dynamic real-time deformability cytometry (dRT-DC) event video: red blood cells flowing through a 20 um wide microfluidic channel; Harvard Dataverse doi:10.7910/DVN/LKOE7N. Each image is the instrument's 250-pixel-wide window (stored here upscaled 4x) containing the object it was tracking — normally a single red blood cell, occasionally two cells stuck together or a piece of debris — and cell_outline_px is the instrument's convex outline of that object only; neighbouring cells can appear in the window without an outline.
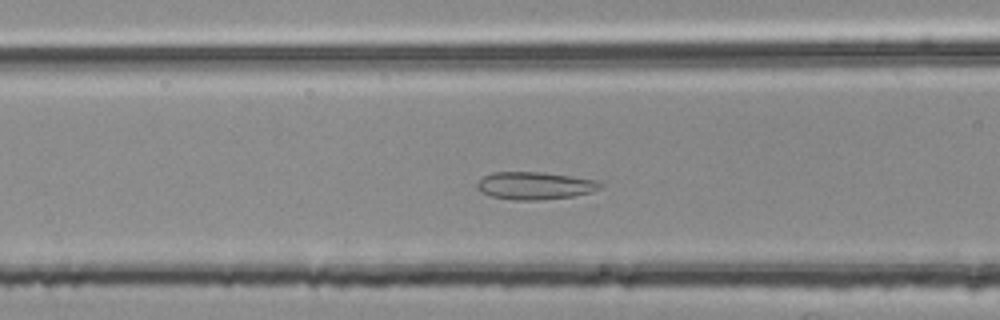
{"species": "common noctule bat (a hibernating species)", "species_latin": "Nyctalus noctula", "temperature_condition": "room temperature", "stored_images_in_passage": 48, "segment_of_instrument_passage": [2, 2], "camera_frame_rate_fps": 3000, "um_per_image_px": 0.085, "animal": {"sex": "female", "body_mass_g": 25.1}, "frame": {"image": 1, "passage_image": 19, "time_ms": 6.0, "image_size_px": [1000, 320], "cell_outline_px": [[604, 184], [600, 188], [592, 192], [572, 196], [536, 200], [512, 200], [492, 196], [476, 188], [476, 184], [484, 176], [492, 172], [544, 172], [596, 180]], "centroid_in_image_um": [45.47, 15.77], "position_along_channel_um": 121.1, "area_um2": 19.65}}
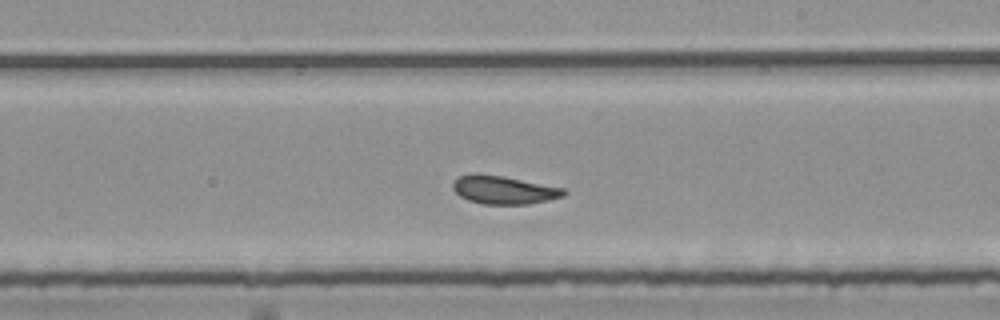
{"frame": {"image": 2, "passage_image": 29, "time_ms": 9.333, "image_size_px": [1000, 320], "cell_outline_px": [[568, 192], [564, 196], [548, 200], [528, 204], [484, 204], [468, 200], [460, 196], [452, 188], [452, 184], [460, 176], [472, 172], [476, 172], [504, 176], [564, 188]], "centroid_in_image_um": [42.82, 16.13], "position_along_channel_um": 246.2, "area_um2": 18.38}}
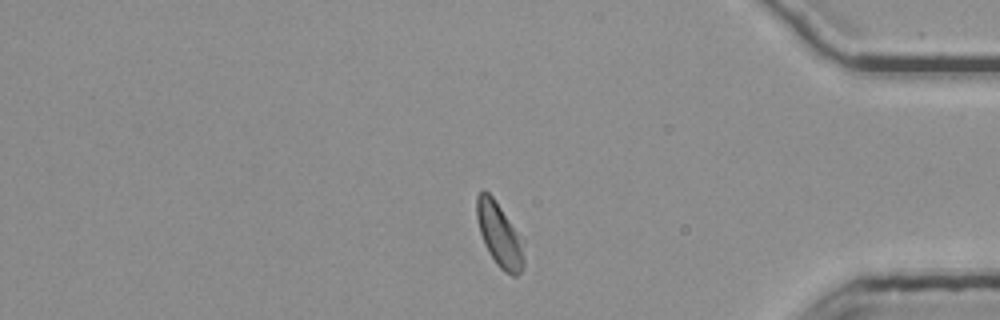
{"frame": {"image": 3, "passage_image": 43, "time_ms": 14.0, "image_size_px": [1000, 320], "cell_outline_px": [[524, 268], [516, 276], [512, 276], [504, 272], [496, 264], [488, 252], [484, 244], [480, 232], [476, 216], [476, 196], [484, 188], [492, 196], [524, 240]], "centroid_in_image_um": [42.47, 19.98], "position_along_channel_um": 392.7, "area_um2": 17.86}}